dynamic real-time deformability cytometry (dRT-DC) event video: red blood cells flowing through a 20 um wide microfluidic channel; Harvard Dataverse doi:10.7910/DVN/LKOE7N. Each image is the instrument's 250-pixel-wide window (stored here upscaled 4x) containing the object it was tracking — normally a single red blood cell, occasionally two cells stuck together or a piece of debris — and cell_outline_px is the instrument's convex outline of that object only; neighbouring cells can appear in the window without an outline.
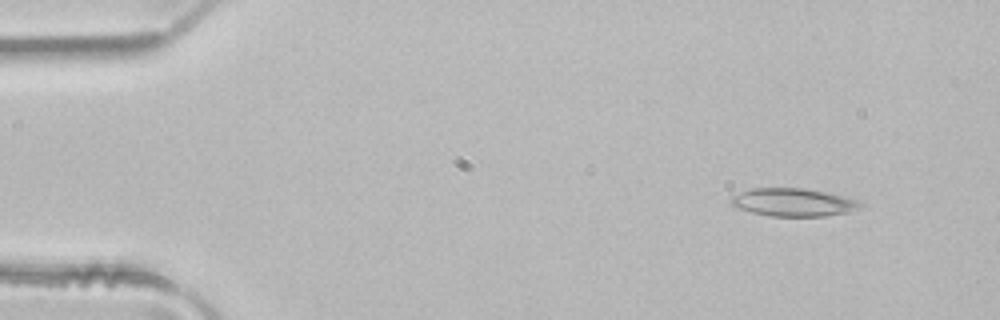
{"species": "common noctule bat (a hibernating species)", "species_latin": "Nyctalus noctula", "temperature_condition": "room temperature", "stored_images_in_passage": 4, "camera_frame_rate_fps": 3000, "um_per_image_px": 0.085, "animal": {"sex": "male", "body_mass_g": 21.5, "forearm_length_mm": 52.0}, "frame": {"image": 1, "passage_image": 1, "time_ms": 0.0, "image_size_px": [1000, 320], "cell_outline_px": [[864, 208], [848, 212], [824, 216], [768, 216], [736, 208], [728, 200], [732, 196], [740, 192], [752, 188], [804, 188], [828, 192], [844, 196], [856, 200], [864, 204]], "centroid_in_image_um": [67.45, 17.19], "position_along_channel_um": 17.6, "area_um2": 21.33}}